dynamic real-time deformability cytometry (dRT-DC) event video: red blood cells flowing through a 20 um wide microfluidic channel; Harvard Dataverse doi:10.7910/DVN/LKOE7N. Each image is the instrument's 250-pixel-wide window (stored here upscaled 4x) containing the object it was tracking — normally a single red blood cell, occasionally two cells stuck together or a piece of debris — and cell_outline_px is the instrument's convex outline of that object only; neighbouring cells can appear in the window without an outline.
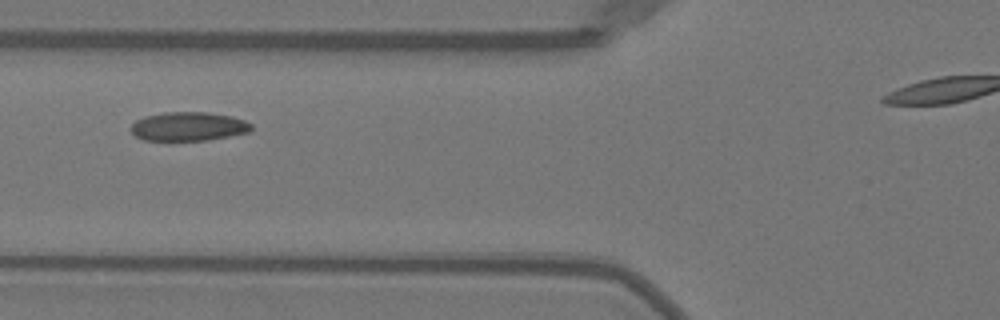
{"species": "Egyptian fruit bat (a non-hibernating species)", "species_latin": "Rousettus aegyptiacus", "temperature_condition": "warm", "stored_images_in_passage": 21, "camera_frame_rate_fps": 3000, "um_per_image_px": 0.085, "animal": {"sex": "female"}, "frame": {"image": 1, "passage_image": 4, "time_ms": 1.0, "image_size_px": [1000, 320], "cell_outline_px": [[252, 128], [248, 132], [208, 140], [144, 140], [136, 136], [128, 128], [136, 120], [144, 116], [164, 112], [208, 112], [232, 116], [244, 120], [252, 124]], "centroid_in_image_um": [15.99, 10.74], "position_along_channel_um": 109.8, "area_um2": 20.29}}
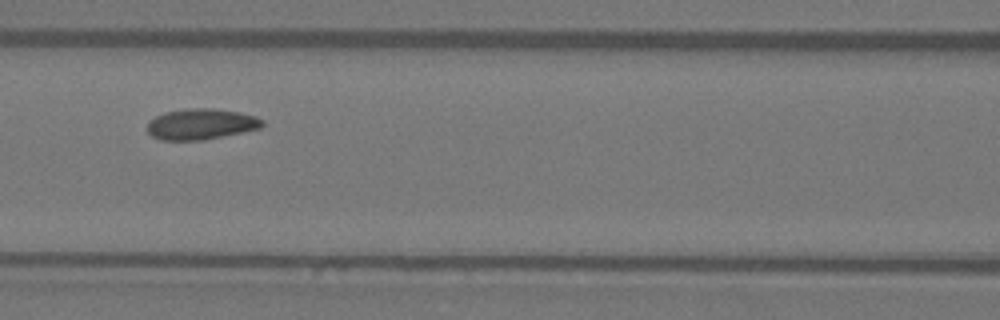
{"frame": {"image": 2, "passage_image": 7, "time_ms": 2.0, "image_size_px": [1000, 320], "cell_outline_px": [[264, 124], [260, 128], [204, 140], [160, 140], [152, 136], [148, 132], [148, 120], [164, 112], [188, 108], [212, 108], [240, 112], [256, 116], [264, 120]], "centroid_in_image_um": [17.08, 10.54], "position_along_channel_um": 149.5, "area_um2": 20.75}}
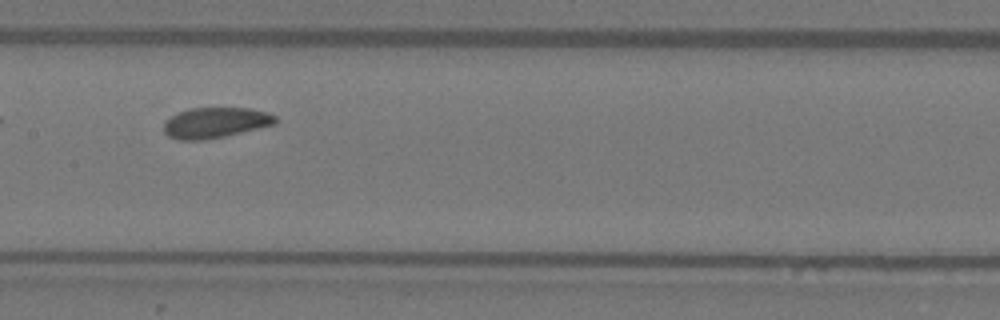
{"frame": {"image": 3, "passage_image": 10, "time_ms": 3.0, "image_size_px": [1000, 320], "cell_outline_px": [[276, 124], [224, 136], [204, 140], [180, 140], [168, 136], [164, 132], [164, 120], [188, 108], [252, 108], [268, 112], [276, 116]], "centroid_in_image_um": [18.31, 10.42], "position_along_channel_um": 189.1, "area_um2": 19.88}}